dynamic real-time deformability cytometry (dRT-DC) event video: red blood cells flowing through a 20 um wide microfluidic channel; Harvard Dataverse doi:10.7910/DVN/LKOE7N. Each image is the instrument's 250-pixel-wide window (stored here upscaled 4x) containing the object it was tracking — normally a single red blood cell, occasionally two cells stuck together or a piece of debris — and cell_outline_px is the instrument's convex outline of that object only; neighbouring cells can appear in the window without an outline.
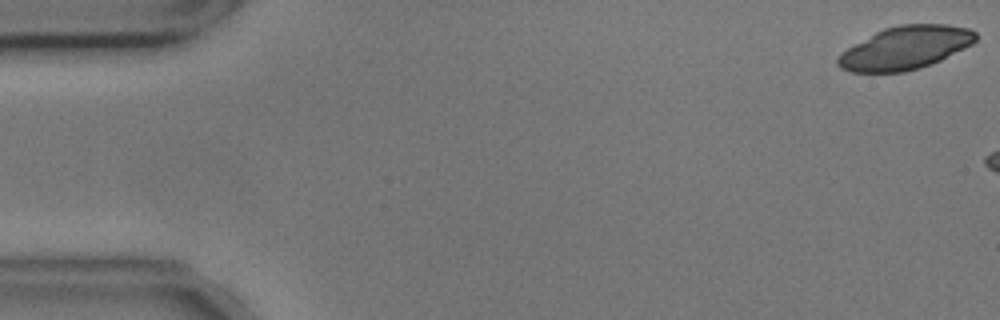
{"species": "common noctule bat (a hibernating species)", "species_latin": "Nyctalus noctula", "temperature_condition": "cold", "stored_images_in_passage": 6, "camera_frame_rate_fps": 3000, "um_per_image_px": 0.085, "animal": {"sex": "male", "body_mass_g": 17.9, "forearm_length_mm": 54.2}, "frame": {"image": 1, "passage_image": 1, "time_ms": 0.0, "image_size_px": [1000, 320], "cell_outline_px": [[976, 40], [972, 44], [940, 60], [920, 68], [904, 72], [852, 72], [840, 68], [836, 64], [836, 60], [840, 52], [876, 32], [884, 28], [900, 24], [948, 24], [968, 28], [976, 32]], "centroid_in_image_um": [76.93, 4.07], "position_along_channel_um": 8.1, "area_um2": 34.51}}